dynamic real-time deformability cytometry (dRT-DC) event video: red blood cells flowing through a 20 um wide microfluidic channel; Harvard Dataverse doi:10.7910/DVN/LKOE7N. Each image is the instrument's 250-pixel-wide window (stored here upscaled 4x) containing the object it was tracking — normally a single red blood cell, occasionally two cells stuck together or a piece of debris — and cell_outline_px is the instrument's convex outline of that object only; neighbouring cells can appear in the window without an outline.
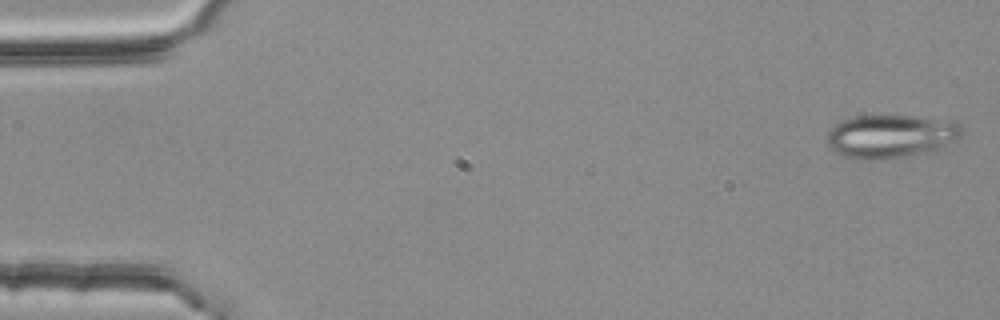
{"species": "common noctule bat (a hibernating species)", "species_latin": "Nyctalus noctula", "temperature_condition": "room temperature", "stored_images_in_passage": 3, "camera_frame_rate_fps": 3000, "um_per_image_px": 0.085, "animal": {"sex": "female", "body_mass_g": 25.1}, "frame": {"image": 1, "passage_image": 1, "time_ms": 0.0, "image_size_px": [1000, 320], "cell_outline_px": [[964, 132], [960, 136], [936, 152], [876, 160], [860, 160], [844, 156], [836, 152], [828, 144], [828, 132], [836, 124], [844, 120], [856, 116], [912, 116], [952, 120], [960, 124], [964, 128]], "centroid_in_image_um": [75.79, 11.59], "position_along_channel_um": 9.2, "area_um2": 34.28}}